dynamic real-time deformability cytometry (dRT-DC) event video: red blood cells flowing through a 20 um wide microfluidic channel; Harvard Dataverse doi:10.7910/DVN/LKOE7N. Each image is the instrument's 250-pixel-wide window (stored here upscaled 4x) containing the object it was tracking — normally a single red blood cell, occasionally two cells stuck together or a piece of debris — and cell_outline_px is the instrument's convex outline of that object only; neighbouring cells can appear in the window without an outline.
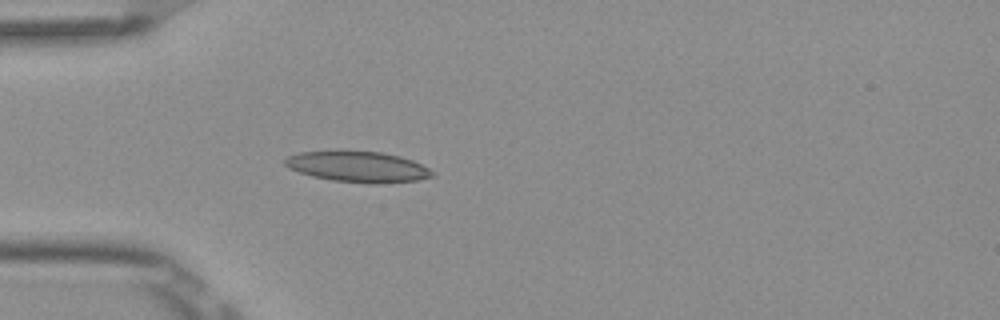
{"species": "Egyptian fruit bat (a non-hibernating species)", "species_latin": "Rousettus aegyptiacus", "temperature_condition": "room temperature", "stored_images_in_passage": 4, "camera_frame_rate_fps": 3000, "um_per_image_px": 0.085, "frame": {"image": 1, "passage_image": 4, "time_ms": 1.0, "image_size_px": [1000, 320], "cell_outline_px": [[436, 176], [416, 180], [376, 184], [368, 184], [332, 180], [312, 176], [288, 168], [284, 164], [284, 160], [288, 156], [300, 152], [336, 148], [380, 152], [400, 156], [412, 160], [428, 168]], "centroid_in_image_um": [30.36, 14.13], "position_along_channel_um": 54.6, "area_um2": 27.17}}